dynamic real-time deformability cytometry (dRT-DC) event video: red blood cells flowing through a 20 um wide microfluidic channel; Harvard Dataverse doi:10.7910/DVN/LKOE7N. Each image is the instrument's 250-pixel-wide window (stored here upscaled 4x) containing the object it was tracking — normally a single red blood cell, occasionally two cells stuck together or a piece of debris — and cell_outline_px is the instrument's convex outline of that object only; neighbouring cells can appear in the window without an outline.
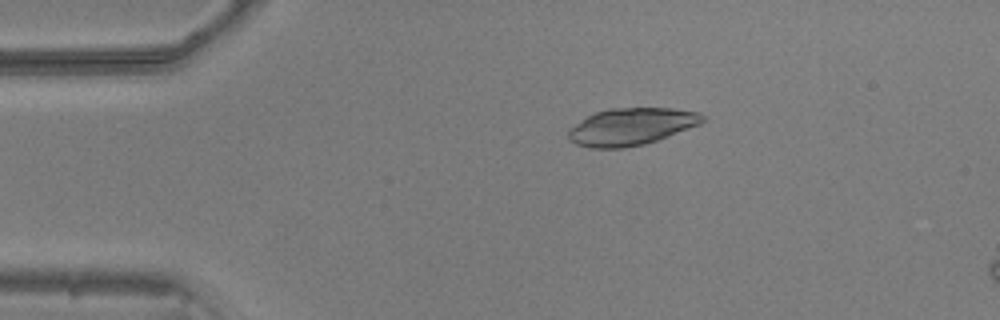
{"species": "common noctule bat (a hibernating species)", "species_latin": "Nyctalus noctula", "temperature_condition": "warm", "stored_images_in_passage": 8, "camera_frame_rate_fps": 3000, "um_per_image_px": 0.085, "animal": {"sex": "male", "body_mass_g": 20.5, "forearm_length_mm": 52.5}, "frame": {"image": 1, "passage_image": 2, "time_ms": 0.333, "image_size_px": [1000, 320], "cell_outline_px": [[708, 120], [700, 124], [656, 140], [644, 144], [624, 148], [592, 148], [576, 144], [568, 140], [568, 128], [588, 116], [596, 112], [608, 108], [672, 108], [700, 112]], "centroid_in_image_um": [53.65, 10.75], "position_along_channel_um": 31.3, "area_um2": 29.07}}